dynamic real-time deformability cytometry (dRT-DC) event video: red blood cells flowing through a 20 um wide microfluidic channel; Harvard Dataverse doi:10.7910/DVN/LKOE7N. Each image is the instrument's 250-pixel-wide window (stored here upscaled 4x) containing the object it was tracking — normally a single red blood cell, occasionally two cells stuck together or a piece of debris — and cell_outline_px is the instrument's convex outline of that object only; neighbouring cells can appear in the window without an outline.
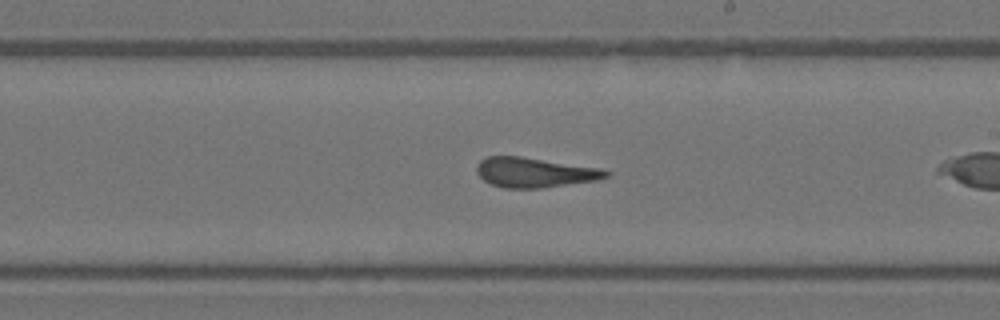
{"species": "Egyptian fruit bat (a non-hibernating species)", "species_latin": "Rousettus aegyptiacus", "temperature_condition": "warm", "stored_images_in_passage": 19, "camera_frame_rate_fps": 3000, "um_per_image_px": 0.085, "animal": {"sex": "female"}, "frame": {"image": 1, "passage_image": 14, "time_ms": 4.333, "image_size_px": [1000, 320], "cell_outline_px": [[612, 172], [608, 176], [596, 180], [540, 188], [504, 188], [492, 184], [484, 180], [476, 172], [476, 168], [480, 160], [484, 156], [520, 156], [600, 168]], "centroid_in_image_um": [45.42, 14.65], "position_along_channel_um": 243.6, "area_um2": 22.37}}